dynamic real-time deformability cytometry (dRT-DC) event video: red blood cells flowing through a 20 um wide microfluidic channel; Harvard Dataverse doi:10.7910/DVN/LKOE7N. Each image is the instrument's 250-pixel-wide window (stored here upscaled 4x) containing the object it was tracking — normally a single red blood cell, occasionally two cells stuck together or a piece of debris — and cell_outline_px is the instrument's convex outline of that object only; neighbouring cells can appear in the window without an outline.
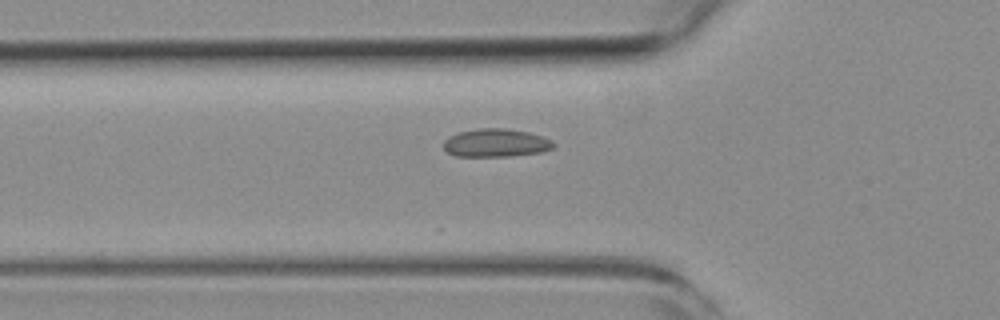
{"species": "common noctule bat (a hibernating species)", "species_latin": "Nyctalus noctula", "temperature_condition": "room temperature", "stored_images_in_passage": 38, "camera_frame_rate_fps": 3000, "um_per_image_px": 0.085, "animal": {"sex": "female", "body_mass_g": 19.3, "forearm_length_mm": 54.1}, "frame": {"image": 1, "passage_image": 2, "time_ms": 0.333, "image_size_px": [1000, 320], "cell_outline_px": [[556, 144], [552, 148], [540, 152], [512, 156], [456, 156], [448, 152], [444, 148], [444, 140], [448, 136], [460, 132], [476, 128], [504, 128], [528, 132], [552, 140]], "centroid_in_image_um": [42.14, 12.14], "position_along_channel_um": 83.7, "area_um2": 17.98}}
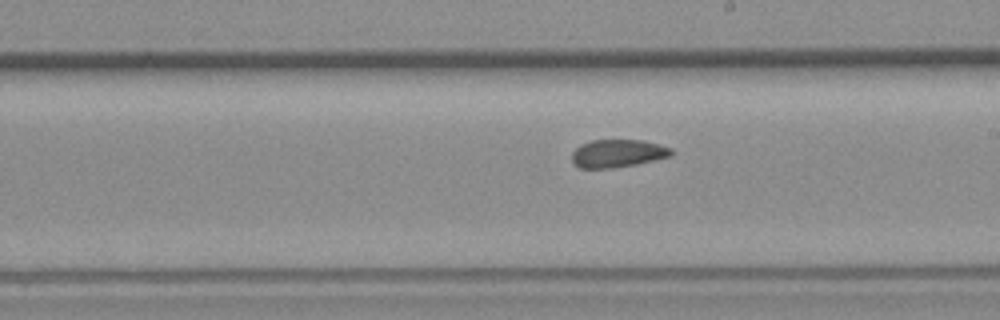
{"frame": {"image": 2, "passage_image": 14, "time_ms": 4.333, "image_size_px": [1000, 320], "cell_outline_px": [[672, 156], [636, 164], [608, 168], [580, 168], [572, 164], [572, 152], [580, 144], [592, 140], [644, 140], [660, 144], [672, 148]], "centroid_in_image_um": [52.49, 13.03], "position_along_channel_um": 236.5, "area_um2": 16.24}}
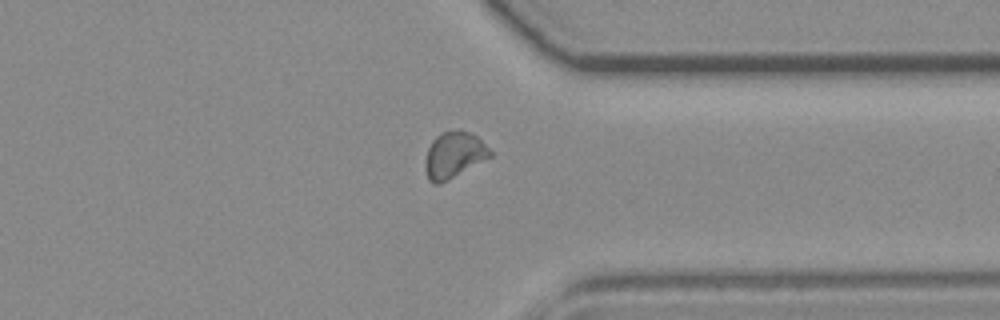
{"frame": {"image": 3, "passage_image": 25, "time_ms": 8.0, "image_size_px": [1000, 320], "cell_outline_px": [[492, 156], [448, 180], [440, 184], [432, 184], [428, 180], [424, 168], [424, 160], [428, 148], [432, 140], [440, 132], [456, 128], [460, 128], [476, 136], [492, 152]], "centroid_in_image_um": [38.54, 13.16], "position_along_channel_um": 372.9, "area_um2": 17.74}, "authors_computed_cell_mechanics": {"area_um2": 17.0221, "velocity_mm_per_s": 3.8135, "shape_relaxation_time_tau1_ms": null, "shape_relaxation_time_tau2_ms": 2.1825, "deformation_change_tau1": null, "deformation_change_tau2": 0.0428}}